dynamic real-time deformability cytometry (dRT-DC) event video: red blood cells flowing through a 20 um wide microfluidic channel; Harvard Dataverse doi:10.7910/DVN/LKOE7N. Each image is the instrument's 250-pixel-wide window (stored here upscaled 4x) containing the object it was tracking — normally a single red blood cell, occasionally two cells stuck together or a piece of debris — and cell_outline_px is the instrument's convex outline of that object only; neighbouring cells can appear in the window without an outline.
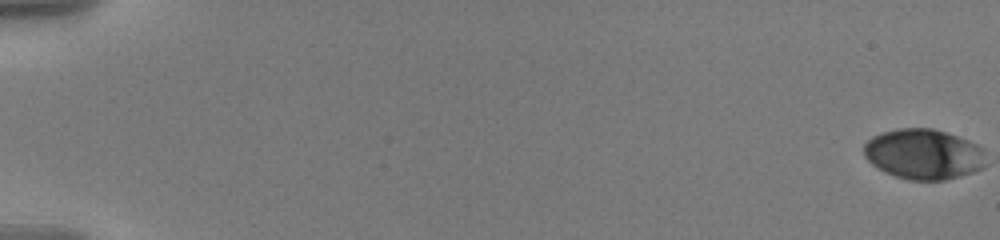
{"species": "human", "species_latin": "Homo sapiens", "temperature_condition": "warm", "stored_images_in_passage": 16, "camera_frame_rate_fps": 3000, "um_per_image_px": 0.085, "donor": {"sex": "male"}, "frame": {"image": 1, "passage_image": 1, "time_ms": 0.0, "image_size_px": [1000, 240], "cell_outline_px": [[984, 164], [980, 168], [972, 172], [960, 176], [944, 180], [908, 180], [884, 172], [872, 164], [864, 156], [864, 144], [872, 136], [896, 128], [932, 128], [968, 140], [984, 148]], "centroid_in_image_um": [78.48, 13.1], "position_along_channel_um": 6.5, "area_um2": 35.66}}